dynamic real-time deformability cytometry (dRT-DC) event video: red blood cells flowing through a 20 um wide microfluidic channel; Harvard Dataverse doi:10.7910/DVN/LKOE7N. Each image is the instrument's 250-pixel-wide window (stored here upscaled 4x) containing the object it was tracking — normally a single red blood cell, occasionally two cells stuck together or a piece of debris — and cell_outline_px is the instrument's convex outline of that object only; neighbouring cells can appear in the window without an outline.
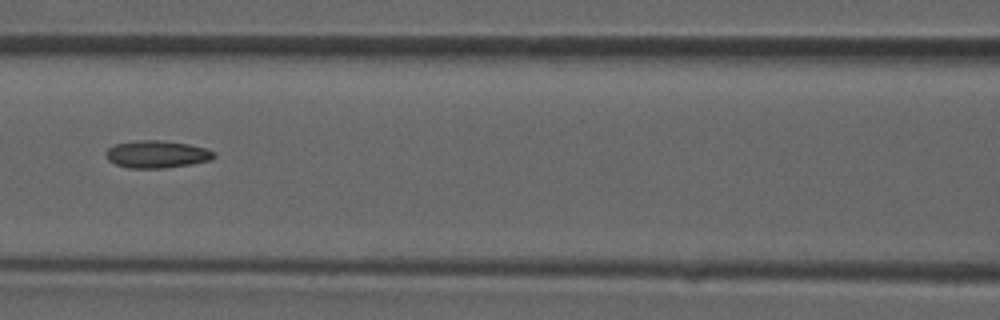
{"species": "common noctule bat (a hibernating species)", "species_latin": "Nyctalus noctula", "temperature_condition": "room temperature", "stored_images_in_passage": 4, "camera_frame_rate_fps": 3000, "um_per_image_px": 0.085, "animal": {"sex": "male", "forearm_length_mm": 52.5}, "frame": {"image": 1, "passage_image": 4, "time_ms": 3.333, "image_size_px": [1000, 320], "cell_outline_px": [[216, 156], [212, 160], [192, 164], [164, 168], [128, 168], [116, 164], [108, 160], [104, 152], [112, 144], [140, 140], [160, 140], [188, 144], [204, 148], [216, 152]], "centroid_in_image_um": [13.32, 13.11], "position_along_channel_um": 153.3, "area_um2": 17.4}}